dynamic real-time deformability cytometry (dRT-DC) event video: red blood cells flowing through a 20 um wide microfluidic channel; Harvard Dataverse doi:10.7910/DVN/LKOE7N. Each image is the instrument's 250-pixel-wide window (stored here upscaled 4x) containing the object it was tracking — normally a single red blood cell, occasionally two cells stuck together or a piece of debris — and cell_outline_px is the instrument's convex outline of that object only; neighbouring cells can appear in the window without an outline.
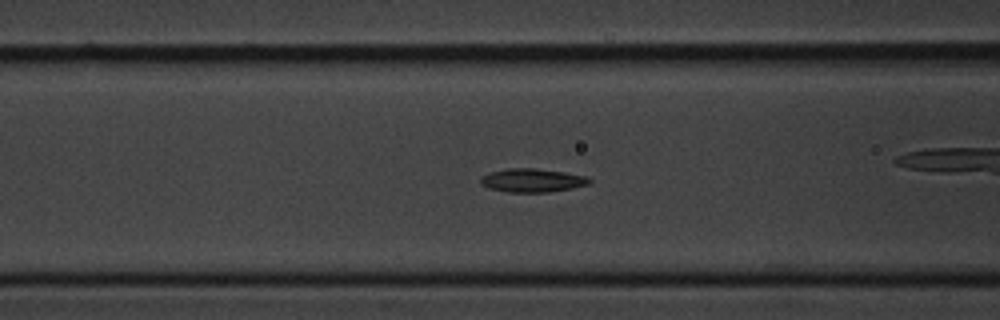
{"species": "common noctule bat (a hibernating species)", "species_latin": "Nyctalus noctula", "temperature_condition": "cold", "stored_images_in_passage": 60, "camera_frame_rate_fps": 3000, "um_per_image_px": 0.085, "animal": {"sex": "male", "body_mass_g": 20.1, "forearm_length_mm": 53.5}, "frame": {"image": 1, "passage_image": 23, "time_ms": 7.333, "image_size_px": [1000, 320], "cell_outline_px": [[592, 180], [588, 184], [572, 188], [548, 192], [508, 192], [488, 188], [480, 184], [480, 180], [484, 176], [492, 172], [508, 168], [536, 168], [564, 172], [584, 176]], "centroid_in_image_um": [45.23, 15.33], "position_along_channel_um": 121.4, "area_um2": 14.74}}
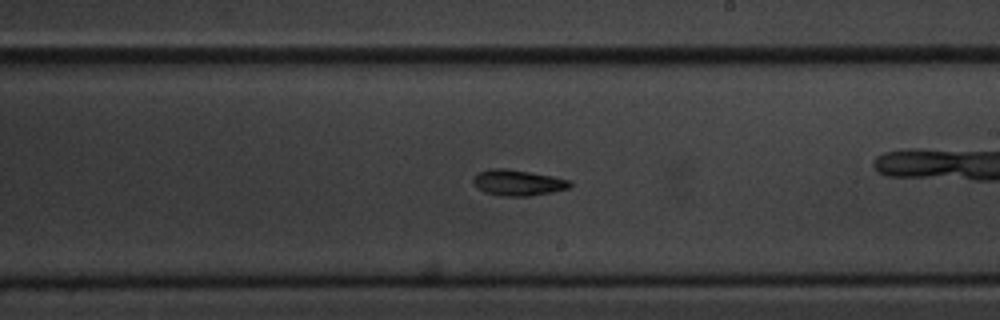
{"frame": {"image": 2, "passage_image": 34, "time_ms": 11.0, "image_size_px": [1000, 320], "cell_outline_px": [[572, 184], [568, 188], [552, 192], [528, 196], [504, 196], [484, 192], [476, 188], [472, 184], [472, 176], [476, 172], [492, 168], [508, 168], [552, 176], [572, 180]], "centroid_in_image_um": [43.96, 15.51], "position_along_channel_um": 245.0, "area_um2": 14.85}}
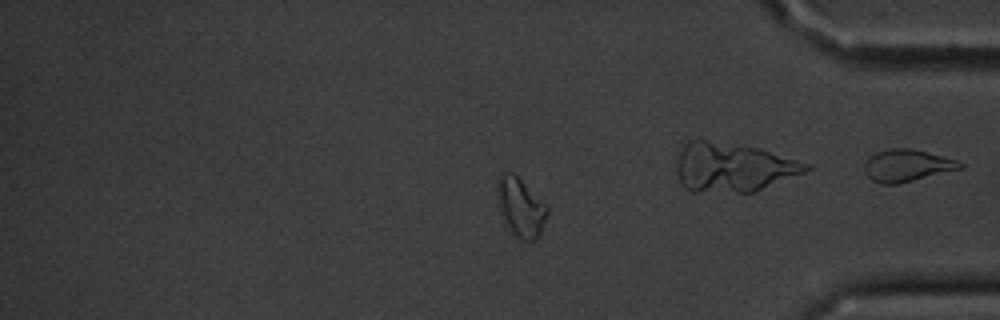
{"frame": {"image": 3, "passage_image": 49, "time_ms": 16.0, "image_size_px": [1000, 320], "cell_outline_px": [[548, 212], [540, 236], [532, 240], [524, 240], [516, 236], [504, 224], [500, 216], [496, 204], [496, 176], [500, 172], [512, 172], [548, 208]], "centroid_in_image_um": [44.16, 17.61], "position_along_channel_um": 391.0, "area_um2": 17.34}, "authors_computed_cell_mechanics": {"area_um2": 14.6812, "velocity_mm_per_s": 3.3752, "shape_relaxation_time_tau1_ms": 2.7248, "shape_relaxation_time_tau2_ms": 8.2151, "deformation_change_tau1": 0.0855, "deformation_change_tau2": 0.1232}}